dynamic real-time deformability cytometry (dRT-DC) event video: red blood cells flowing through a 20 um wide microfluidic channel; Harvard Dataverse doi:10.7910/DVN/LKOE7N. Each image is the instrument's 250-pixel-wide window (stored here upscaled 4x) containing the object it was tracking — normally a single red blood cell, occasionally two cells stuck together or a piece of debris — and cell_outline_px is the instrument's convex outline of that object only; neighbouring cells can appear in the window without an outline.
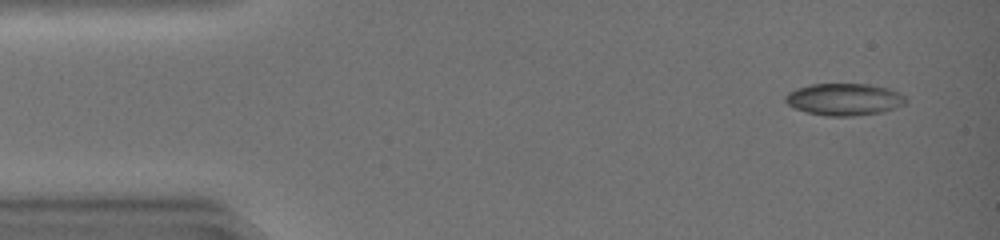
{"species": "common noctule bat (a hibernating species)", "species_latin": "Nyctalus noctula", "temperature_condition": "warm", "stored_images_in_passage": 45, "camera_frame_rate_fps": 3000, "um_per_image_px": 0.085, "animal": {"sex": "female", "body_mass_g": 19.0, "forearm_length_mm": 51.5}, "frame": {"image": 1, "passage_image": 3, "time_ms": 0.667, "image_size_px": [1000, 240], "cell_outline_px": [[908, 100], [904, 104], [884, 112], [852, 116], [824, 116], [804, 112], [788, 104], [784, 100], [784, 96], [788, 92], [796, 88], [812, 84], [868, 84], [888, 88], [900, 92]], "centroid_in_image_um": [71.75, 8.45], "position_along_channel_um": 13.2, "area_um2": 22.66}}
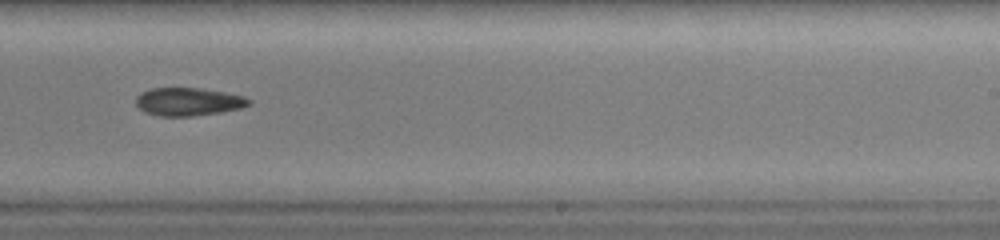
{"frame": {"image": 2, "passage_image": 29, "time_ms": 9.333, "image_size_px": [1000, 240], "cell_outline_px": [[252, 104], [240, 108], [220, 112], [188, 116], [160, 116], [148, 112], [140, 108], [136, 104], [136, 96], [140, 92], [152, 88], [200, 88], [224, 92], [244, 96], [252, 100]], "centroid_in_image_um": [16.03, 8.63], "position_along_channel_um": 273.0, "area_um2": 18.32}}
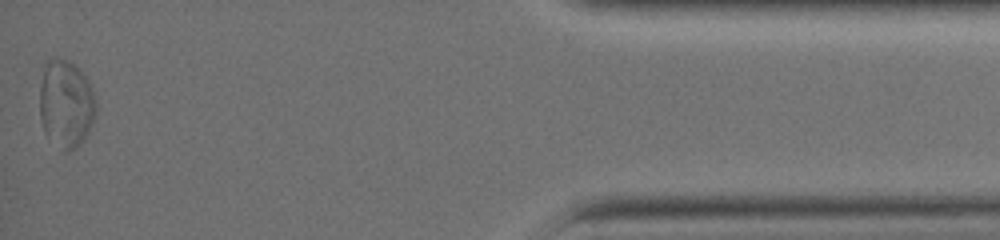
{"frame": {"image": 3, "passage_image": 45, "time_ms": 14.667, "image_size_px": [1000, 240], "cell_outline_px": [[96, 116], [84, 140], [76, 148], [64, 152], [44, 132], [40, 120], [40, 88], [44, 64], [52, 56], [56, 56], [68, 60], [88, 80], [92, 88], [96, 104]], "centroid_in_image_um": [5.6, 8.82], "position_along_channel_um": 429.6, "area_um2": 28.96}, "authors_computed_cell_mechanics": {"area_um2": 20.5768, "velocity_mm_per_s": 4.1996, "shape_relaxation_time_tau1_ms": 1.8461, "shape_relaxation_time_tau2_ms": null, "deformation_change_tau1": 0.0695, "deformation_change_tau2": null}}